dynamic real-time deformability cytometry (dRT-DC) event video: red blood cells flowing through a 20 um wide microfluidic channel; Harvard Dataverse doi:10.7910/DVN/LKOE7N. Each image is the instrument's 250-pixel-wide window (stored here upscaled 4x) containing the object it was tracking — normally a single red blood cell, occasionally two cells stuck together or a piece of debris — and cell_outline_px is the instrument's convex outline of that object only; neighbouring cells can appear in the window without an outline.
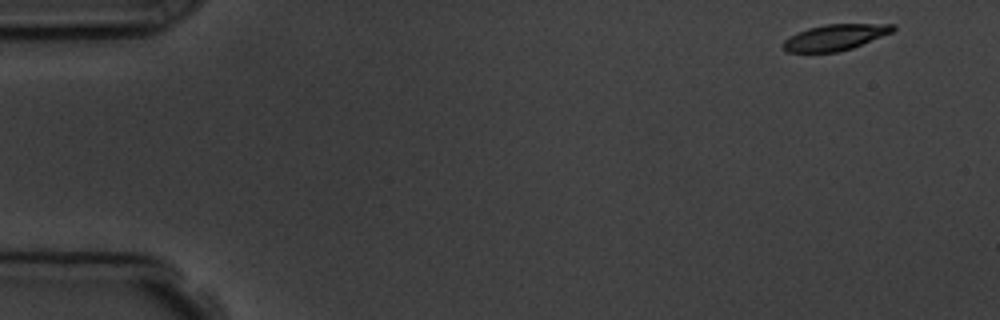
{"species": "common noctule bat (a hibernating species)", "species_latin": "Nyctalus noctula", "temperature_condition": "room temperature", "stored_images_in_passage": 11, "camera_frame_rate_fps": 3000, "um_per_image_px": 0.085, "animal": {"sex": "male", "body_mass_g": 19.5, "forearm_length_mm": 54.6}, "frame": {"image": 1, "passage_image": 1, "time_ms": 0.0, "image_size_px": [1000, 320], "cell_outline_px": [[896, 28], [892, 32], [852, 48], [836, 52], [788, 52], [784, 48], [784, 40], [796, 32], [808, 28], [824, 24], [896, 24]], "centroid_in_image_um": [70.99, 3.16], "position_along_channel_um": 14.0, "area_um2": 16.47}}
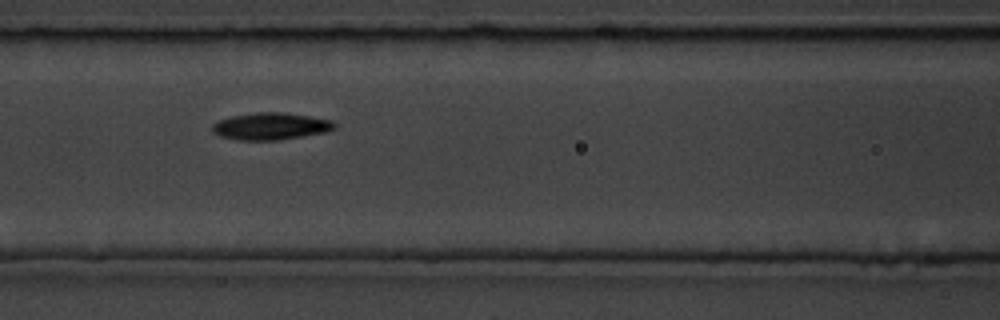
{"frame": {"image": 2, "passage_image": 7, "time_ms": 6.667, "image_size_px": [1000, 320], "cell_outline_px": [[336, 128], [324, 132], [276, 140], [236, 140], [220, 136], [212, 132], [212, 124], [220, 120], [232, 116], [256, 112], [280, 112], [308, 116], [332, 120], [336, 124]], "centroid_in_image_um": [22.98, 10.73], "position_along_channel_um": 143.6, "area_um2": 19.07}}
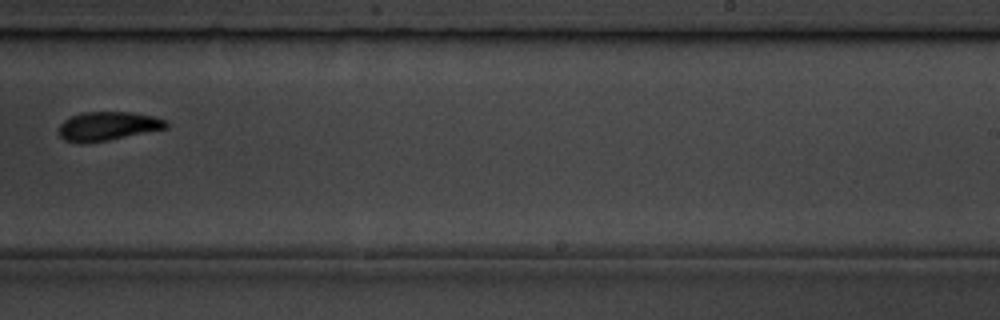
{"frame": {"image": 3, "passage_image": 10, "time_ms": 10.333, "image_size_px": [1000, 320], "cell_outline_px": [[168, 128], [108, 140], [84, 144], [80, 144], [64, 140], [60, 136], [60, 124], [64, 120], [72, 116], [84, 112], [132, 112], [156, 116], [168, 120]], "centroid_in_image_um": [9.2, 10.72], "position_along_channel_um": 279.8, "area_um2": 18.21}}